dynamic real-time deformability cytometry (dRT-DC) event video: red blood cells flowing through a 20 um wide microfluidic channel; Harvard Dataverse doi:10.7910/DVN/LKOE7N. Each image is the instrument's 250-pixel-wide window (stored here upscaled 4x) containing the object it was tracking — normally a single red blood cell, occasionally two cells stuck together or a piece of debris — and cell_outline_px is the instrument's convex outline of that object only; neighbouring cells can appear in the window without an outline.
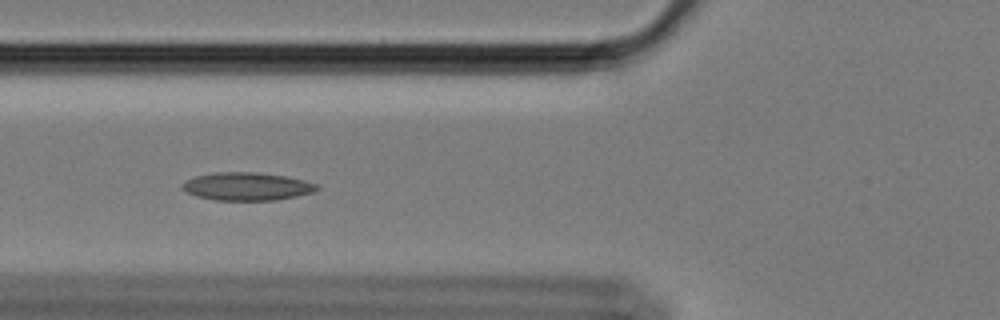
{"species": "Egyptian fruit bat (a non-hibernating species)", "species_latin": "Rousettus aegyptiacus", "temperature_condition": "cold", "stored_images_in_passage": 41, "camera_frame_rate_fps": 3000, "um_per_image_px": 0.085, "animal": {"sex": "female"}, "frame": {"image": 1, "passage_image": 4, "time_ms": 1.0, "image_size_px": [1000, 320], "cell_outline_px": [[320, 188], [312, 192], [296, 196], [276, 200], [216, 200], [196, 196], [180, 188], [180, 184], [196, 176], [216, 172], [256, 172], [284, 176], [304, 180], [316, 184]], "centroid_in_image_um": [20.97, 15.84], "position_along_channel_um": 104.8, "area_um2": 21.79}}
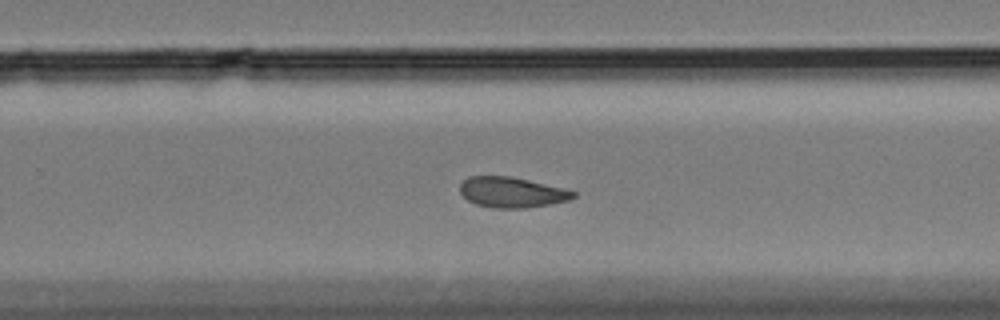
{"frame": {"image": 2, "passage_image": 20, "time_ms": 6.333, "image_size_px": [1000, 320], "cell_outline_px": [[576, 196], [568, 200], [552, 204], [524, 208], [492, 208], [476, 204], [468, 200], [460, 192], [460, 184], [468, 176], [512, 176], [564, 188], [576, 192]], "centroid_in_image_um": [43.51, 16.34], "position_along_channel_um": 286.3, "area_um2": 20.17}}
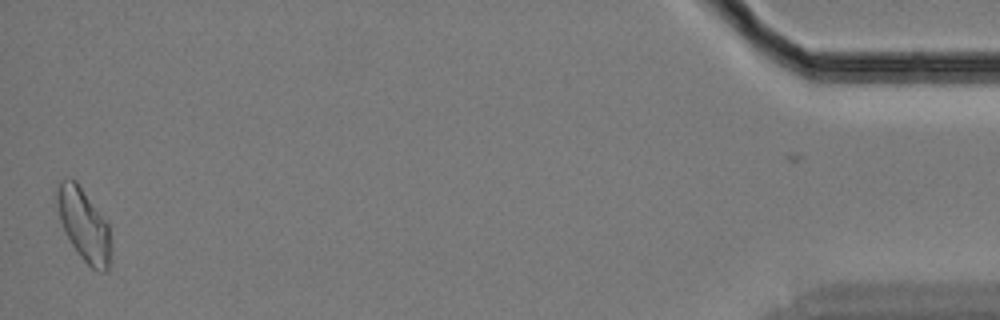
{"frame": {"image": 3, "passage_image": 40, "time_ms": 13.0, "image_size_px": [1000, 320], "cell_outline_px": [[112, 248], [108, 272], [100, 272], [92, 268], [80, 256], [64, 232], [60, 220], [56, 204], [56, 192], [60, 180], [76, 180], [108, 224]], "centroid_in_image_um": [7.14, 19.15], "position_along_channel_um": 428.1, "area_um2": 22.72}, "authors_computed_cell_mechanics": {"area_um2": 20.808, "velocity_mm_per_s": 3.398, "shape_relaxation_time_tau1_ms": null, "shape_relaxation_time_tau2_ms": 4.7597, "deformation_change_tau1": null, "deformation_change_tau2": 0.099}}